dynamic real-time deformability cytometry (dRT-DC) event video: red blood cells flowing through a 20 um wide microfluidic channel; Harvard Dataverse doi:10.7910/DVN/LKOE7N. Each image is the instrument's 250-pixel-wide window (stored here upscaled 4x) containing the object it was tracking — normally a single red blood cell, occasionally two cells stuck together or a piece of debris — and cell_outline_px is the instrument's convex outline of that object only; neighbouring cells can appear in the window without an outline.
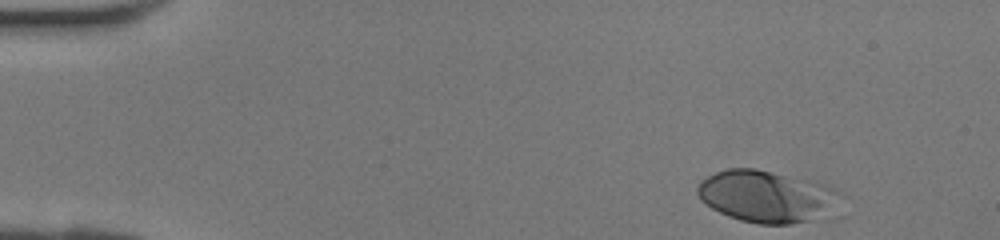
{"species": "human", "species_latin": "Homo sapiens", "temperature_condition": "room temperature", "stored_images_in_passage": 38, "camera_frame_rate_fps": 3000, "um_per_image_px": 0.085, "donor": {"sex": "female"}, "frame": {"image": 1, "passage_image": 1, "time_ms": 0.0, "image_size_px": [1000, 240], "cell_outline_px": [[848, 196], [808, 220], [788, 224], [760, 224], [740, 220], [728, 216], [712, 208], [700, 200], [696, 192], [696, 188], [700, 180], [724, 168], [756, 168], [816, 180], [836, 188], [844, 192]], "centroid_in_image_um": [65.14, 16.64], "position_along_channel_um": 19.9, "area_um2": 43.41}}
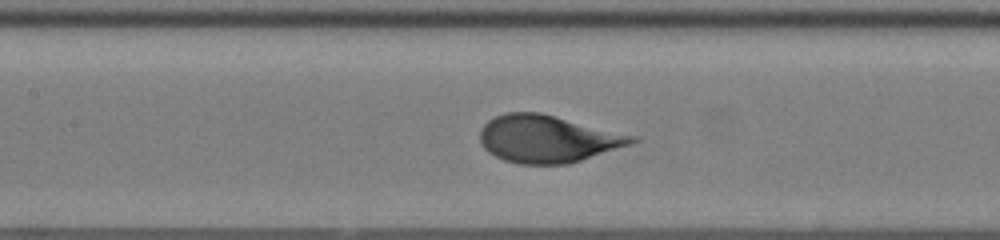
{"frame": {"image": 2, "passage_image": 16, "time_ms": 5.0, "image_size_px": [1000, 240], "cell_outline_px": [[640, 140], [632, 144], [568, 164], [520, 164], [504, 160], [488, 152], [484, 148], [480, 140], [480, 128], [488, 120], [504, 112], [540, 112], [640, 136]], "centroid_in_image_um": [46.58, 11.79], "position_along_channel_um": 160.8, "area_um2": 42.25}}
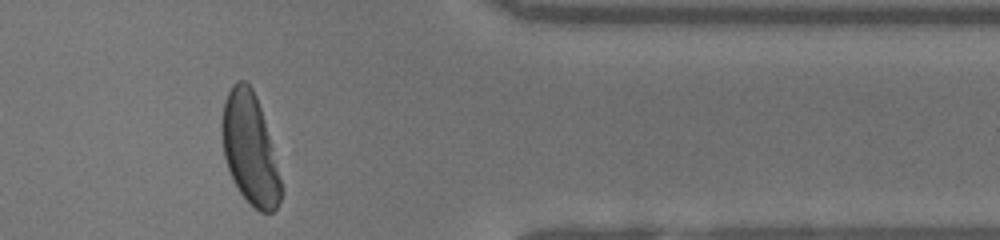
{"frame": {"image": 3, "passage_image": 31, "time_ms": 10.0, "image_size_px": [1000, 240], "cell_outline_px": [[280, 200], [276, 208], [272, 212], [260, 212], [240, 192], [228, 168], [224, 156], [220, 132], [220, 124], [224, 100], [232, 84], [236, 80], [244, 80], [252, 88], [256, 96], [264, 120], [272, 148], [280, 180]], "centroid_in_image_um": [21.19, 12.59], "position_along_channel_um": 390.2, "area_um2": 37.45}}